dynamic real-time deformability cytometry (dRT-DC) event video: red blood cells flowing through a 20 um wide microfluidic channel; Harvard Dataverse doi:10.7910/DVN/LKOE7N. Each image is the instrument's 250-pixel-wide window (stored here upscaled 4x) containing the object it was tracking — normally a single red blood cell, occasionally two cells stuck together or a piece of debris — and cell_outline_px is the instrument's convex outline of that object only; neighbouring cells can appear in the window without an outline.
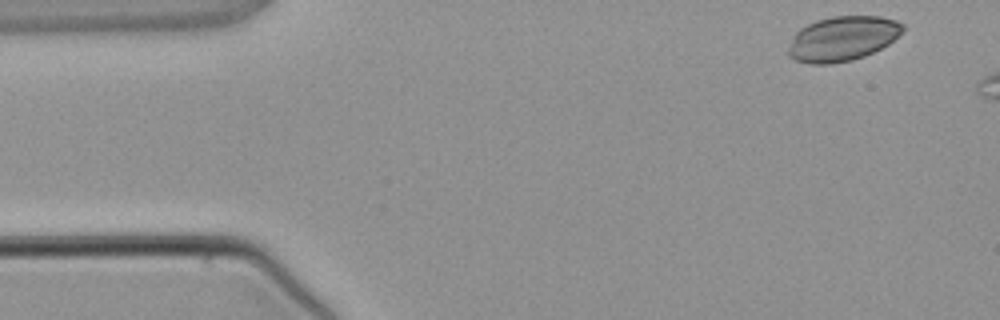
{"species": "common noctule bat (a hibernating species)", "species_latin": "Nyctalus noctula", "temperature_condition": "warm", "stored_images_in_passage": 3, "camera_frame_rate_fps": 3000, "um_per_image_px": 0.085, "animal": {"sex": "male", "body_mass_g": 21.5, "forearm_length_mm": 52.0}, "frame": {"image": 1, "passage_image": 1, "time_ms": 0.0, "image_size_px": [1000, 320], "cell_outline_px": [[904, 28], [888, 44], [864, 56], [852, 60], [832, 64], [808, 64], [796, 60], [788, 56], [788, 48], [792, 36], [800, 28], [816, 20], [832, 16], [880, 16], [896, 20], [904, 24]], "centroid_in_image_um": [71.57, 3.28], "position_along_channel_um": 13.4, "area_um2": 29.82}}